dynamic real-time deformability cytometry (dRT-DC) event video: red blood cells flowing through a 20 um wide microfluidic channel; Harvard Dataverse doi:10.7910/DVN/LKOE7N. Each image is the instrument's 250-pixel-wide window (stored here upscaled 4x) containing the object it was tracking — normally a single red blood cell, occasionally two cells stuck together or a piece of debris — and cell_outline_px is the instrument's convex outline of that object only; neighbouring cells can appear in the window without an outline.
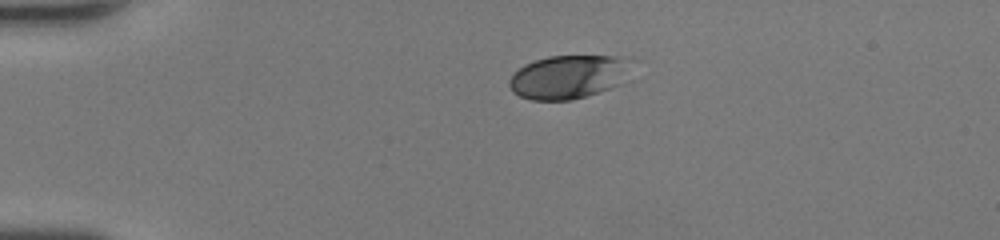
{"species": "human", "species_latin": "Homo sapiens", "temperature_condition": "room temperature", "stored_images_in_passage": 38, "camera_frame_rate_fps": 3000, "um_per_image_px": 0.085, "donor": {"sex": "female"}, "frame": {"image": 1, "passage_image": 1, "time_ms": 0.0, "image_size_px": [1000, 240], "cell_outline_px": [[624, 84], [572, 100], [532, 100], [520, 96], [512, 92], [508, 84], [508, 80], [524, 64], [548, 56], [616, 56], [620, 60]], "centroid_in_image_um": [48.14, 6.57], "position_along_channel_um": 36.9, "area_um2": 29.94}}
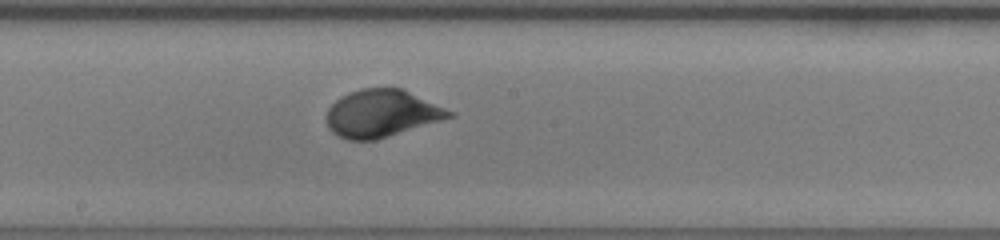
{"frame": {"image": 2, "passage_image": 17, "time_ms": 5.333, "image_size_px": [1000, 240], "cell_outline_px": [[456, 116], [376, 140], [348, 140], [336, 136], [328, 128], [328, 108], [340, 96], [348, 92], [360, 88], [400, 88], [456, 112]], "centroid_in_image_um": [32.45, 9.65], "position_along_channel_um": 215.7, "area_um2": 33.93}}
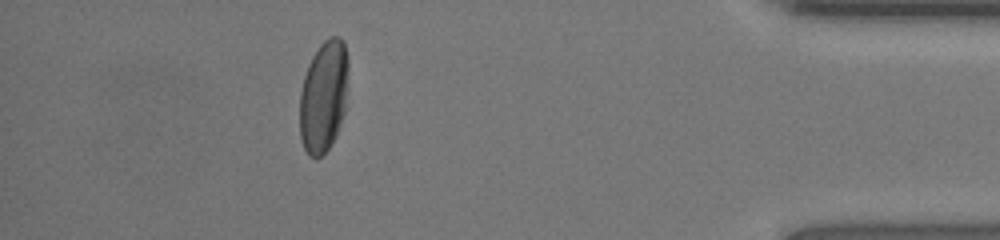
{"frame": {"image": 3, "passage_image": 33, "time_ms": 10.667, "image_size_px": [1000, 240], "cell_outline_px": [[348, 68], [344, 112], [336, 136], [328, 148], [316, 160], [308, 156], [304, 148], [300, 136], [300, 92], [304, 76], [308, 64], [312, 56], [320, 44], [328, 36], [340, 36], [344, 40], [348, 60]], "centroid_in_image_um": [27.5, 8.17], "position_along_channel_um": 407.7, "area_um2": 31.91}, "authors_computed_cell_mechanics": {"area_um2": 32.4547, "velocity_mm_per_s": 4.4085, "shape_relaxation_time_tau1_ms": 2.951, "shape_relaxation_time_tau2_ms": null, "deformation_change_tau1": 0.1624, "deformation_change_tau2": null}}